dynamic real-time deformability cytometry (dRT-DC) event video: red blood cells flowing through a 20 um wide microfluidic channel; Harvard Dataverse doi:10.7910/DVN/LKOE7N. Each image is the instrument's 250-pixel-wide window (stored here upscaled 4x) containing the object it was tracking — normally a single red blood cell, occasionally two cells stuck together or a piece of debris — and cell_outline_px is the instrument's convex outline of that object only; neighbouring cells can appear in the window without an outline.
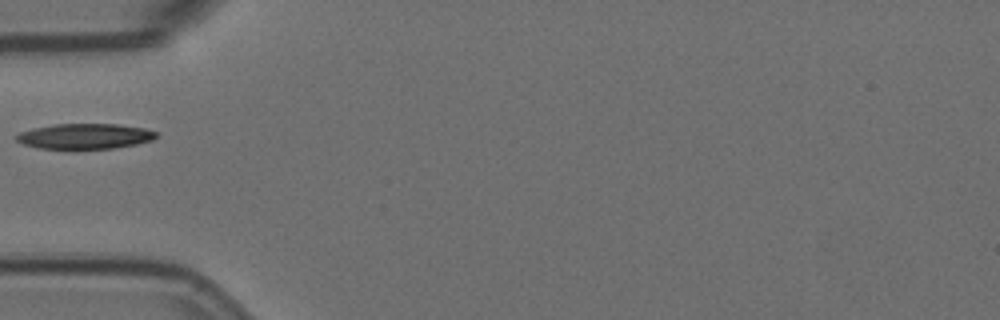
{"species": "Egyptian fruit bat (a non-hibernating species)", "species_latin": "Rousettus aegyptiacus", "temperature_condition": "room temperature", "stored_images_in_passage": 1, "camera_frame_rate_fps": 3000, "um_per_image_px": 0.085, "animal": {"sex": "female"}, "frame": {"image": 1, "passage_image": 1, "time_ms": 0.0, "image_size_px": [1000, 320], "cell_outline_px": [[156, 136], [152, 140], [136, 144], [112, 148], [76, 152], [40, 148], [24, 144], [16, 140], [16, 136], [20, 132], [32, 128], [56, 124], [116, 124], [144, 128], [156, 132]], "centroid_in_image_um": [7.17, 11.62], "position_along_channel_um": 77.8, "area_um2": 21.33}}